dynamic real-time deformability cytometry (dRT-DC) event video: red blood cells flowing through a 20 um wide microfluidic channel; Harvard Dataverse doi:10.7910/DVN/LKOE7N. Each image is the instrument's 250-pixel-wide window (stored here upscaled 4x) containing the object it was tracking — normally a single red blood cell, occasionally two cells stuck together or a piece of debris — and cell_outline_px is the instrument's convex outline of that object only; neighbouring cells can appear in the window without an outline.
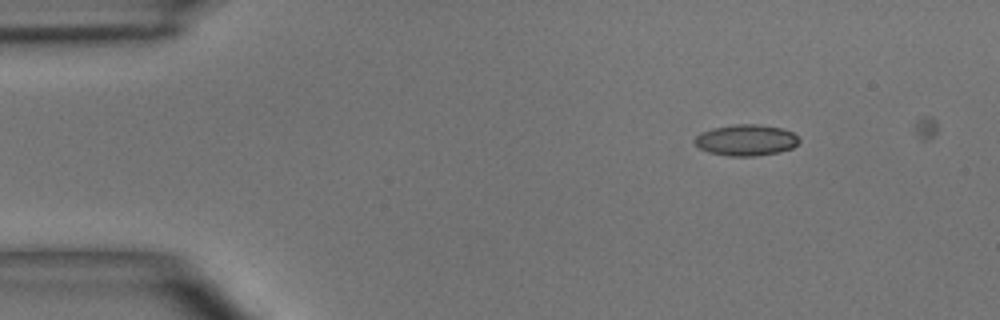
{"species": "common noctule bat (a hibernating species)", "species_latin": "Nyctalus noctula", "temperature_condition": "room temperature", "stored_images_in_passage": 4, "camera_frame_rate_fps": 3000, "um_per_image_px": 0.085, "animal": {"sex": "male", "body_mass_g": 15.6}, "frame": {"image": 1, "passage_image": 2, "time_ms": 1.333, "image_size_px": [1000, 320], "cell_outline_px": [[800, 140], [792, 148], [780, 152], [756, 156], [728, 156], [708, 152], [700, 148], [692, 140], [700, 132], [712, 128], [732, 124], [756, 124], [780, 128], [792, 132]], "centroid_in_image_um": [63.38, 11.91], "position_along_channel_um": 21.6, "area_um2": 19.02}}